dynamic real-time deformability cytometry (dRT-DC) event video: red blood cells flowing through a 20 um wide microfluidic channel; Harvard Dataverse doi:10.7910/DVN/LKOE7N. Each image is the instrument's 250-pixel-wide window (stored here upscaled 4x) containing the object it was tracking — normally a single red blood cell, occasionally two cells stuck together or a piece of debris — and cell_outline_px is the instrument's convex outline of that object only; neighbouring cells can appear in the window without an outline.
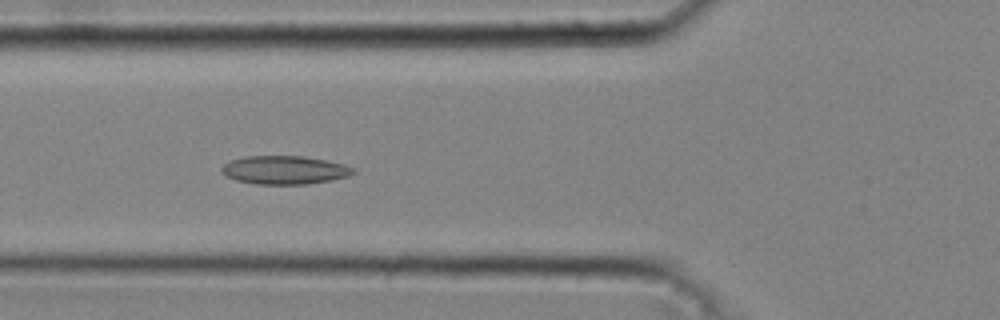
{"species": "common noctule bat (a hibernating species)", "species_latin": "Nyctalus noctula", "temperature_condition": "cold", "stored_images_in_passage": 43, "camera_frame_rate_fps": 3000, "um_per_image_px": 0.085, "animal": {"sex": "male", "body_mass_g": 20.4}, "frame": {"image": 1, "passage_image": 16, "time_ms": 5.0, "image_size_px": [1000, 320], "cell_outline_px": [[356, 172], [348, 176], [332, 180], [308, 184], [256, 184], [236, 180], [224, 176], [220, 172], [220, 168], [228, 160], [244, 156], [304, 156], [344, 164], [356, 168]], "centroid_in_image_um": [24.15, 14.45], "position_along_channel_um": 101.6, "area_um2": 22.08}}
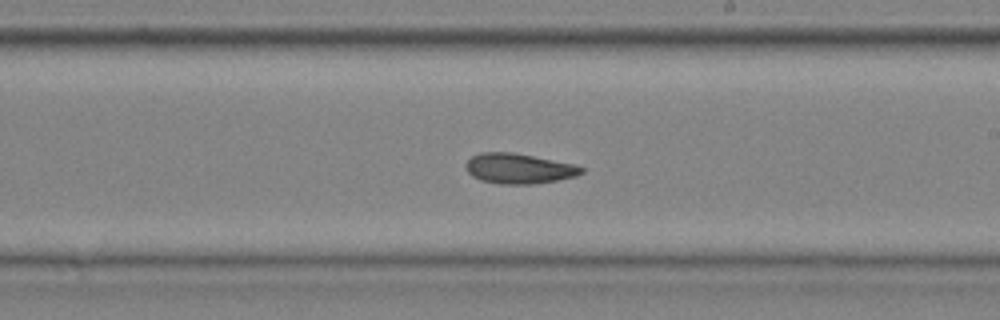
{"frame": {"image": 2, "passage_image": 26, "time_ms": 8.333, "image_size_px": [1000, 320], "cell_outline_px": [[584, 172], [576, 176], [556, 180], [532, 184], [500, 184], [480, 180], [472, 176], [468, 172], [464, 164], [472, 156], [480, 152], [512, 152], [572, 164], [584, 168]], "centroid_in_image_um": [44.06, 14.33], "position_along_channel_um": 244.9, "area_um2": 20.17}}
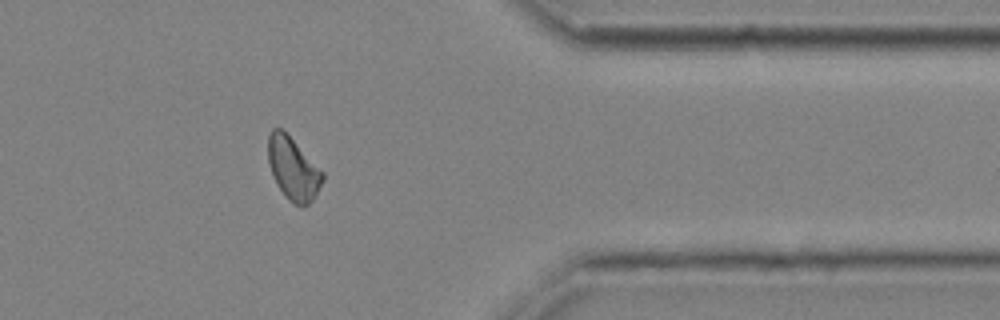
{"frame": {"image": 3, "passage_image": 37, "time_ms": 12.0, "image_size_px": [1000, 320], "cell_outline_px": [[324, 180], [312, 200], [308, 204], [296, 204], [288, 200], [284, 196], [276, 184], [268, 160], [268, 136], [272, 128], [280, 128], [324, 172]], "centroid_in_image_um": [24.9, 14.35], "position_along_channel_um": 386.5, "area_um2": 19.42}, "authors_computed_cell_mechanics": {"area_um2": 20.6346, "velocity_mm_per_s": 4.2964, "shape_relaxation_time_tau1_ms": 9.0782, "shape_relaxation_time_tau2_ms": 7.7066, "deformation_change_tau1": 0.162, "deformation_change_tau2": 0.1325}}